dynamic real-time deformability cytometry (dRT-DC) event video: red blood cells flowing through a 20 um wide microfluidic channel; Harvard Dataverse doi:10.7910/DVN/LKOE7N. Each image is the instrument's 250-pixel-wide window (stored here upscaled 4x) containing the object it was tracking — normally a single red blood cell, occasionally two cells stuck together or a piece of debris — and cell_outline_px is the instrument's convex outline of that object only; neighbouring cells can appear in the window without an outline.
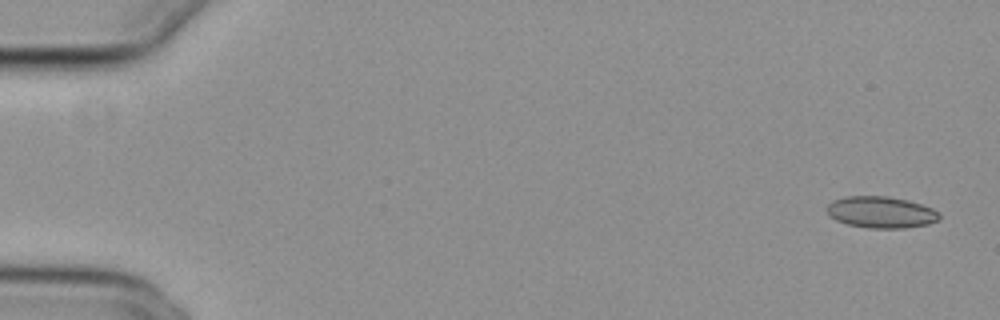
{"species": "common noctule bat (a hibernating species)", "species_latin": "Nyctalus noctula", "temperature_condition": "cold", "stored_images_in_passage": 55, "camera_frame_rate_fps": 3000, "um_per_image_px": 0.085, "animal": {"sex": "female", "body_mass_g": 29.2, "forearm_length_mm": 56.3}, "frame": {"image": 1, "passage_image": 3, "time_ms": 0.667, "image_size_px": [1000, 320], "cell_outline_px": [[940, 220], [928, 224], [904, 228], [868, 228], [848, 224], [836, 220], [828, 216], [828, 204], [832, 200], [844, 196], [888, 196], [908, 200], [932, 208], [940, 216]], "centroid_in_image_um": [74.87, 18.03], "position_along_channel_um": 10.1, "area_um2": 20.69}}
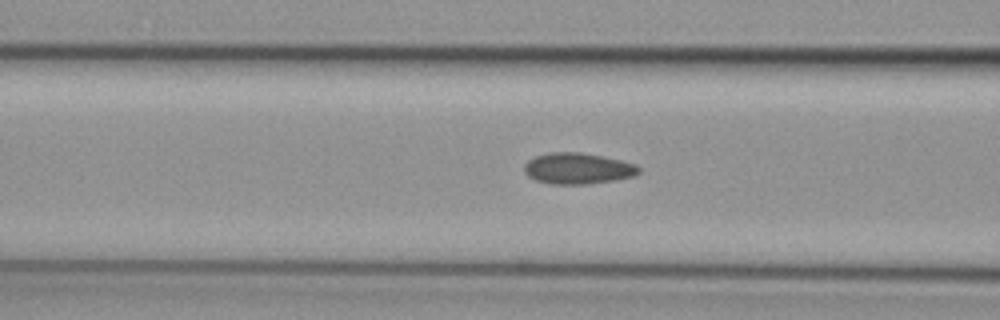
{"frame": {"image": 2, "passage_image": 23, "time_ms": 7.333, "image_size_px": [1000, 320], "cell_outline_px": [[640, 172], [632, 176], [616, 180], [588, 184], [552, 184], [536, 180], [528, 176], [524, 172], [524, 164], [528, 160], [536, 156], [548, 152], [580, 152], [620, 160], [636, 164], [640, 168]], "centroid_in_image_um": [49.09, 14.32], "position_along_channel_um": 117.5, "area_um2": 20.75}}
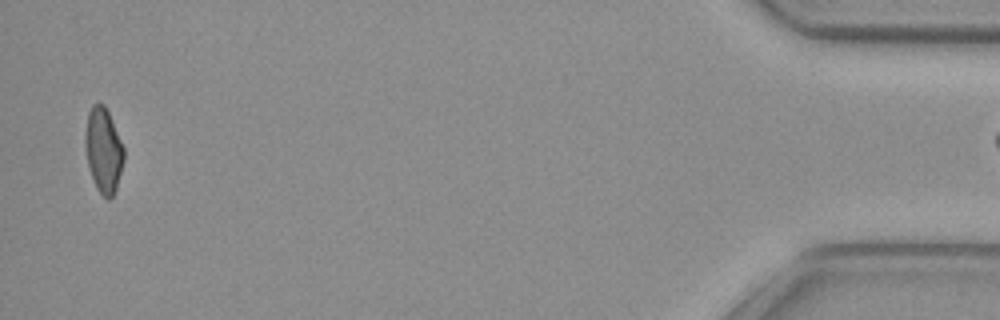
{"frame": {"image": 3, "passage_image": 54, "time_ms": 17.667, "image_size_px": [1000, 320], "cell_outline_px": [[124, 160], [116, 188], [112, 196], [108, 200], [96, 188], [88, 164], [84, 144], [84, 136], [88, 112], [92, 104], [104, 104], [108, 112], [124, 148]], "centroid_in_image_um": [8.78, 12.75], "position_along_channel_um": 426.4, "area_um2": 18.9}}